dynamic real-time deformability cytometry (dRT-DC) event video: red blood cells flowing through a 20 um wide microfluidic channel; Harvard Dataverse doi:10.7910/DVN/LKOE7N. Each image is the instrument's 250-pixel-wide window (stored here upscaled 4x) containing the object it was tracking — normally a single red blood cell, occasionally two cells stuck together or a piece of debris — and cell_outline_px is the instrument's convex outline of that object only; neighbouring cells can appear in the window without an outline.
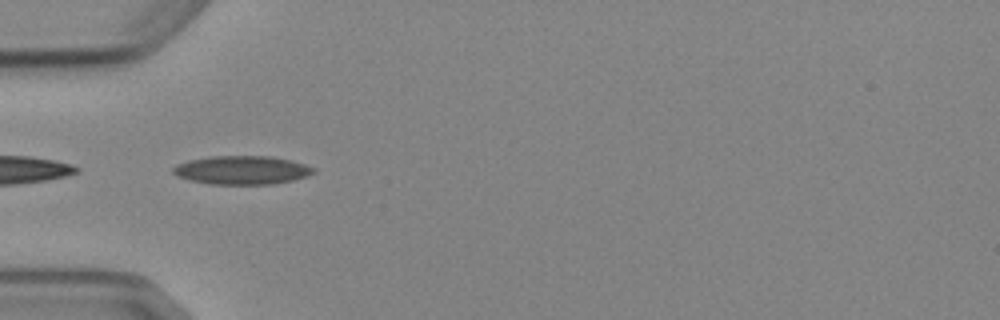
{"species": "Egyptian fruit bat (a non-hibernating species)", "species_latin": "Rousettus aegyptiacus", "temperature_condition": "cold", "stored_images_in_passage": 8, "camera_frame_rate_fps": 3000, "um_per_image_px": 0.085, "animal": {"sex": "female"}, "frame": {"image": 1, "passage_image": 5, "time_ms": 5.0, "image_size_px": [1000, 320], "cell_outline_px": [[316, 172], [308, 176], [292, 180], [272, 184], [212, 184], [192, 180], [176, 176], [172, 172], [172, 168], [176, 164], [188, 160], [212, 156], [272, 156], [292, 160], [316, 168]], "centroid_in_image_um": [20.58, 14.45], "position_along_channel_um": 64.4, "area_um2": 23.47}}
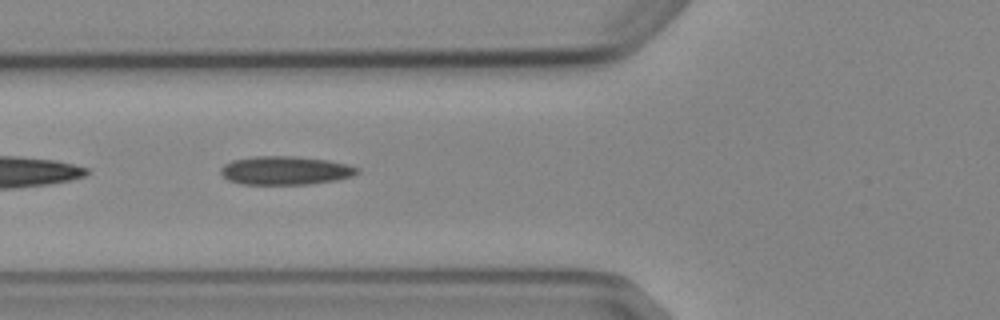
{"frame": {"image": 2, "passage_image": 6, "time_ms": 6.0, "image_size_px": [1000, 320], "cell_outline_px": [[360, 172], [352, 176], [336, 180], [312, 184], [240, 184], [228, 180], [220, 172], [220, 168], [224, 164], [232, 160], [256, 156], [296, 156], [328, 160], [348, 164], [360, 168]], "centroid_in_image_um": [24.27, 14.49], "position_along_channel_um": 101.5, "area_um2": 22.89}}
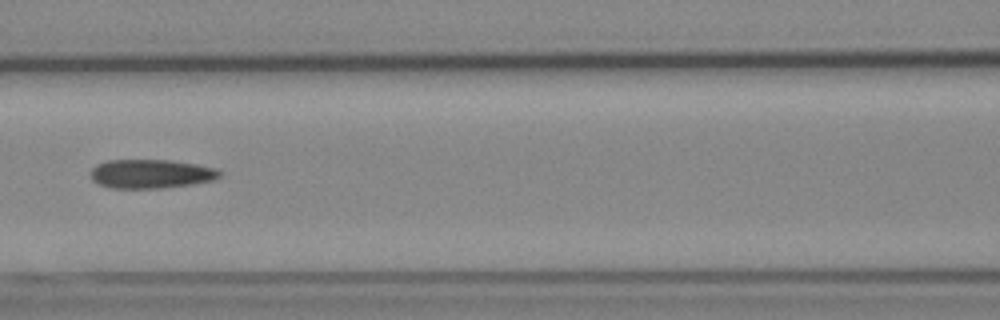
{"frame": {"image": 3, "passage_image": 7, "time_ms": 7.333, "image_size_px": [1000, 320], "cell_outline_px": [[220, 176], [212, 180], [192, 184], [160, 188], [112, 188], [96, 184], [92, 180], [92, 168], [96, 164], [108, 160], [172, 160], [196, 164], [216, 168], [220, 172]], "centroid_in_image_um": [12.8, 14.77], "position_along_channel_um": 153.8, "area_um2": 21.73}}